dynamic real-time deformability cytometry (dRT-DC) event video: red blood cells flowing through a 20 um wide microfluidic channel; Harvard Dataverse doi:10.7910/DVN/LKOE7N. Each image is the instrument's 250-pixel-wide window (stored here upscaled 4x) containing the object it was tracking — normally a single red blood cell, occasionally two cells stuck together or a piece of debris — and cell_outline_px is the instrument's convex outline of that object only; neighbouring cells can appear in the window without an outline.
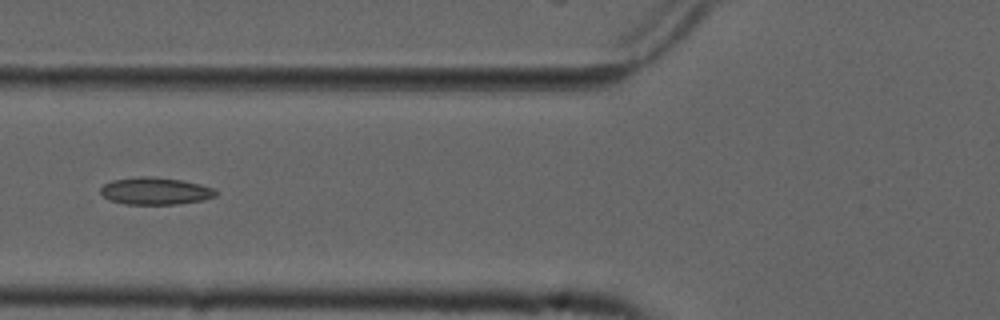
{"species": "common noctule bat (a hibernating species)", "species_latin": "Nyctalus noctula", "temperature_condition": "cold", "stored_images_in_passage": 45, "camera_frame_rate_fps": 3000, "um_per_image_px": 0.085, "animal": {"sex": "male", "forearm_length_mm": 52.5}, "frame": {"image": 1, "passage_image": 14, "time_ms": 4.333, "image_size_px": [1000, 320], "cell_outline_px": [[220, 192], [216, 196], [204, 200], [176, 204], [124, 204], [112, 200], [104, 196], [100, 192], [100, 188], [104, 184], [112, 180], [140, 176], [152, 176], [180, 180], [200, 184], [216, 188]], "centroid_in_image_um": [13.25, 16.23], "position_along_channel_um": 112.5, "area_um2": 18.38}}
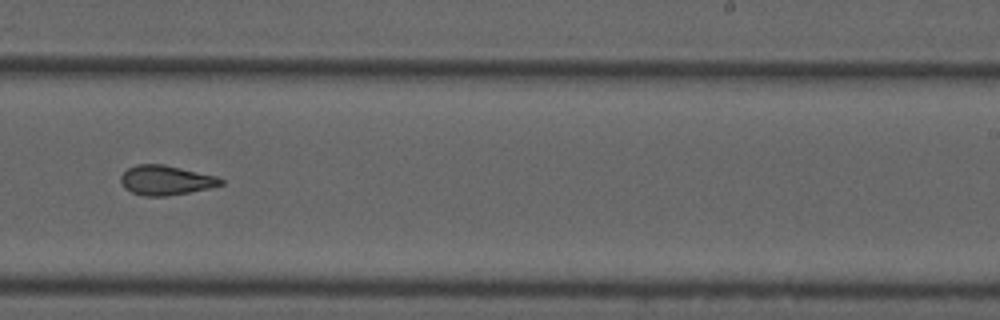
{"frame": {"image": 2, "passage_image": 27, "time_ms": 8.667, "image_size_px": [1000, 320], "cell_outline_px": [[224, 184], [208, 188], [168, 196], [144, 196], [132, 192], [124, 188], [120, 180], [120, 176], [128, 168], [136, 164], [164, 164], [216, 176], [224, 180]], "centroid_in_image_um": [14.08, 15.31], "position_along_channel_um": 274.9, "area_um2": 17.22}}
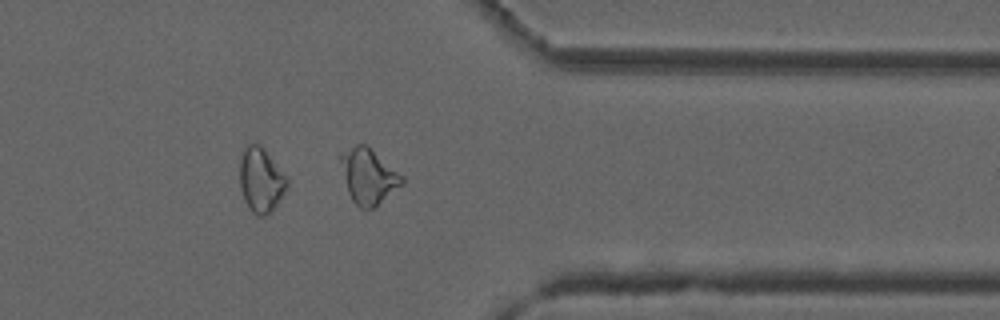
{"frame": {"image": 3, "passage_image": 36, "time_ms": 11.667, "image_size_px": [1000, 320], "cell_outline_px": [[404, 184], [372, 208], [360, 208], [352, 200], [348, 192], [340, 160], [340, 152], [356, 144], [364, 144], [404, 176]], "centroid_in_image_um": [31.32, 14.97], "position_along_channel_um": 380.1, "area_um2": 19.31}, "authors_computed_cell_mechanics": {"area_um2": 18.3804, "velocity_mm_per_s": 3.7476, "shape_relaxation_time_tau1_ms": null, "shape_relaxation_time_tau2_ms": 2.6724, "deformation_change_tau1": null, "deformation_change_tau2": 0.1015}}